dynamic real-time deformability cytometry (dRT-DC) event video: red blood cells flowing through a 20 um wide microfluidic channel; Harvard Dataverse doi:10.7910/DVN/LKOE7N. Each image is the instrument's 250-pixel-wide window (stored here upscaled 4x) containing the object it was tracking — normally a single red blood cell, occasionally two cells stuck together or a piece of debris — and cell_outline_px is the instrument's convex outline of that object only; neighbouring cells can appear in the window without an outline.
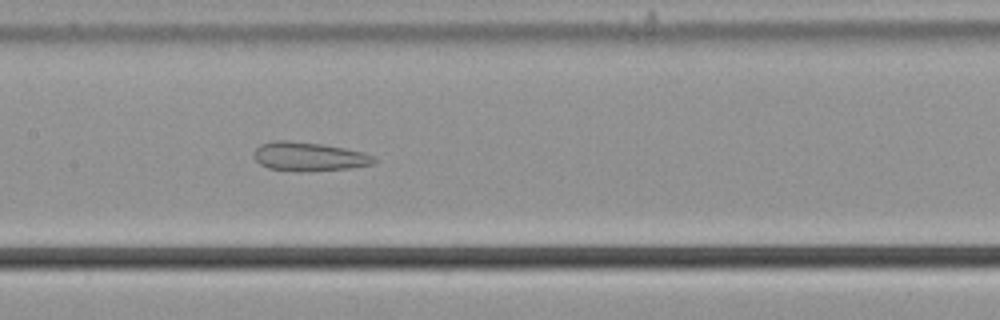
{"species": "common noctule bat (a hibernating species)", "species_latin": "Nyctalus noctula", "temperature_condition": "cold", "stored_images_in_passage": 42, "camera_frame_rate_fps": 3000, "um_per_image_px": 0.085, "animal": {"sex": "male", "body_mass_g": 21.5, "forearm_length_mm": 52.0}, "frame": {"image": 1, "passage_image": 20, "time_ms": 6.333, "image_size_px": [1000, 320], "cell_outline_px": [[376, 164], [352, 168], [300, 172], [296, 172], [268, 168], [260, 164], [256, 160], [256, 148], [260, 144], [272, 140], [288, 140], [320, 144], [344, 148], [364, 152], [372, 156], [376, 160]], "centroid_in_image_um": [26.28, 13.32], "position_along_channel_um": 181.1, "area_um2": 20.29}}
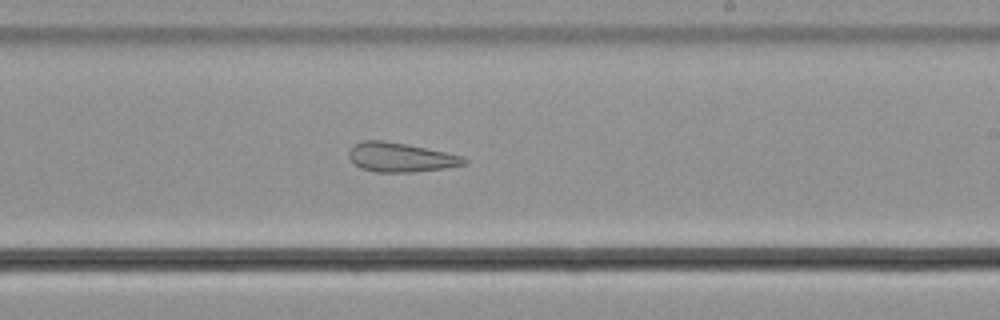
{"frame": {"image": 2, "passage_image": 26, "time_ms": 8.333, "image_size_px": [1000, 320], "cell_outline_px": [[468, 164], [444, 168], [412, 172], [376, 172], [360, 168], [352, 164], [348, 156], [348, 152], [356, 144], [364, 140], [384, 140], [408, 144], [464, 156], [468, 160]], "centroid_in_image_um": [34.05, 13.37], "position_along_channel_um": 254.9, "area_um2": 19.83}}
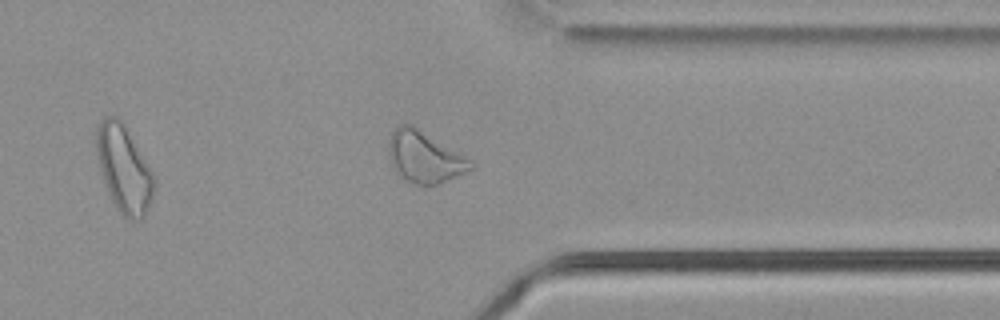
{"frame": {"image": 3, "passage_image": 36, "time_ms": 11.667, "image_size_px": [1000, 320], "cell_outline_px": [[476, 168], [436, 184], [424, 188], [404, 180], [396, 172], [392, 164], [388, 148], [388, 140], [396, 124], [412, 124], [472, 160], [476, 164]], "centroid_in_image_um": [36.09, 13.36], "position_along_channel_um": 375.3, "area_um2": 24.91}, "authors_computed_cell_mechanics": {"area_um2": 22.9466, "velocity_mm_per_s": 3.7022, "shape_relaxation_time_tau1_ms": null, "shape_relaxation_time_tau2_ms": 2.2322, "deformation_change_tau1": null, "deformation_change_tau2": 0.1139}}